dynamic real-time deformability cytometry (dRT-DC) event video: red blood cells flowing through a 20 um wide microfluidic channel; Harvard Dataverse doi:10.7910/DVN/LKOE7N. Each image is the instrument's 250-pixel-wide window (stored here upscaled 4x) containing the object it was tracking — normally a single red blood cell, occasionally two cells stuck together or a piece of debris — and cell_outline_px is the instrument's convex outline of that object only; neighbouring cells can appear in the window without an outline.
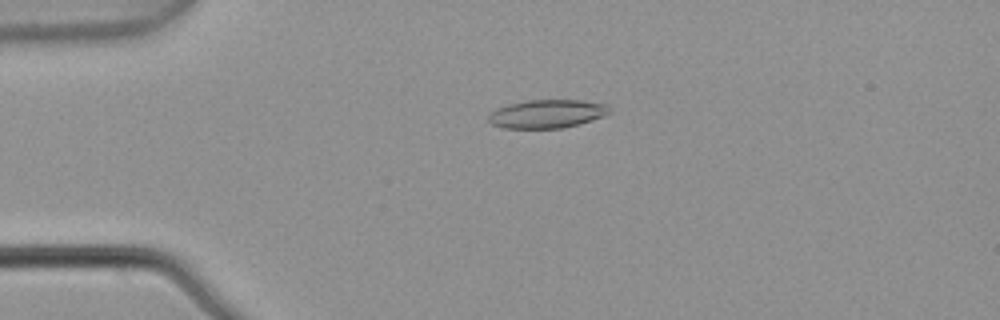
{"species": "common noctule bat (a hibernating species)", "species_latin": "Nyctalus noctula", "temperature_condition": "warm", "stored_images_in_passage": 3, "camera_frame_rate_fps": 3000, "um_per_image_px": 0.085, "animal": {"sex": "male", "body_mass_g": 21.5, "forearm_length_mm": 52.0}, "frame": {"image": 1, "passage_image": 2, "time_ms": 0.333, "image_size_px": [1000, 320], "cell_outline_px": [[612, 112], [604, 116], [580, 124], [564, 128], [504, 128], [492, 124], [488, 120], [488, 116], [496, 108], [508, 104], [528, 100], [580, 100], [608, 104]], "centroid_in_image_um": [46.53, 9.67], "position_along_channel_um": 38.5, "area_um2": 20.17}}